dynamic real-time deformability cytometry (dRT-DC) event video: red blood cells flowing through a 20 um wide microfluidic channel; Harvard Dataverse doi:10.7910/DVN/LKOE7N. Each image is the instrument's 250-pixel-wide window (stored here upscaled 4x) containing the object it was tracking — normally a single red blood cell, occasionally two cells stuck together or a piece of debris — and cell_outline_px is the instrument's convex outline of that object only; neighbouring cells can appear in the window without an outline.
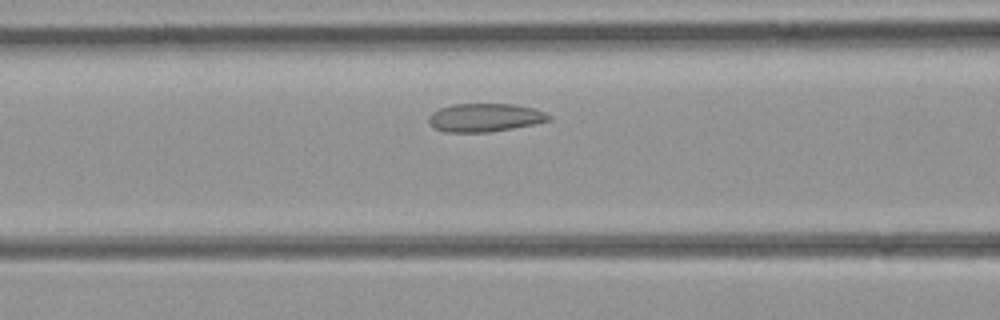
{"species": "common noctule bat (a hibernating species)", "species_latin": "Nyctalus noctula", "temperature_condition": "room temperature", "stored_images_in_passage": 32, "camera_frame_rate_fps": 3000, "um_per_image_px": 0.085, "animal": {"sex": "female", "body_mass_g": 21.9}, "frame": {"image": 1, "passage_image": 10, "time_ms": 3.0, "image_size_px": [1000, 320], "cell_outline_px": [[552, 120], [512, 128], [488, 132], [444, 132], [428, 124], [428, 116], [432, 112], [440, 108], [452, 104], [516, 104], [532, 108], [544, 112], [552, 116]], "centroid_in_image_um": [41.19, 9.99], "position_along_channel_um": 125.4, "area_um2": 19.83}}
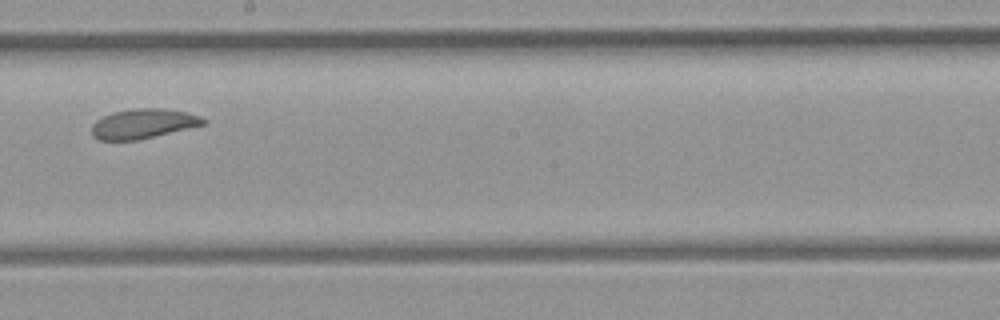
{"frame": {"image": 2, "passage_image": 17, "time_ms": 5.333, "image_size_px": [1000, 320], "cell_outline_px": [[208, 124], [136, 140], [100, 140], [92, 136], [92, 124], [96, 120], [112, 112], [136, 108], [164, 108], [188, 112], [200, 116], [208, 120]], "centroid_in_image_um": [12.21, 10.5], "position_along_channel_um": 236.0, "area_um2": 19.42}}
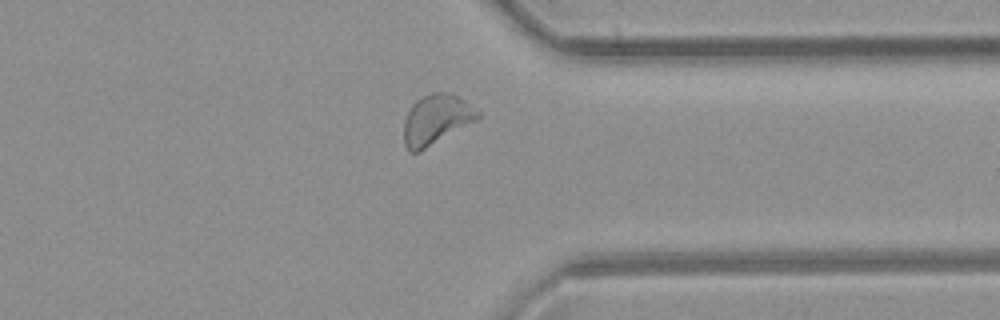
{"frame": {"image": 3, "passage_image": 26, "time_ms": 8.333, "image_size_px": [1000, 320], "cell_outline_px": [[480, 116], [476, 120], [424, 148], [416, 152], [408, 152], [404, 144], [404, 120], [412, 104], [416, 100], [432, 92], [448, 92], [464, 100], [480, 112]], "centroid_in_image_um": [37.05, 10.14], "position_along_channel_um": 374.4, "area_um2": 20.98}}